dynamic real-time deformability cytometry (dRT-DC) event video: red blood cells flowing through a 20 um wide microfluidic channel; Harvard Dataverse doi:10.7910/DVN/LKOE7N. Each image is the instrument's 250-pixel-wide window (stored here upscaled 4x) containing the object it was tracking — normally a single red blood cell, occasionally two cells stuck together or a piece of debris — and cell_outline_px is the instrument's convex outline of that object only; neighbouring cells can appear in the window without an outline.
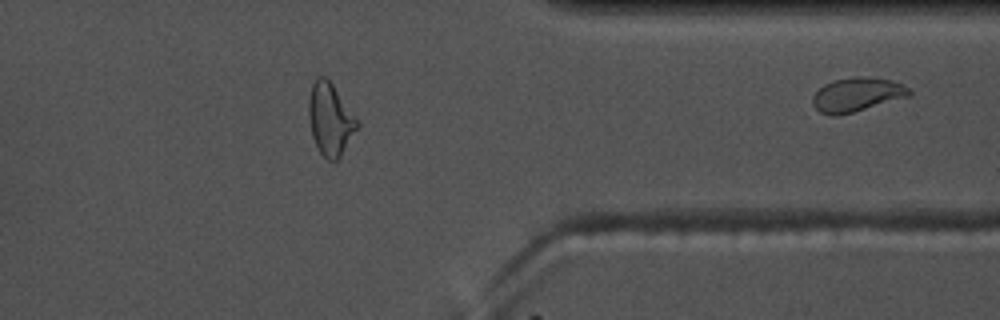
{"species": "common noctule bat (a hibernating species)", "species_latin": "Nyctalus noctula", "temperature_condition": "warm", "stored_images_in_passage": 45, "camera_frame_rate_fps": 3000, "um_per_image_px": 0.085, "animal": {"sex": "male", "body_mass_g": 17.5, "forearm_length_mm": 52.3}, "frame": {"image": 1, "passage_image": 45, "time_ms": 14.667, "image_size_px": [1000, 320], "cell_outline_px": [[912, 92], [908, 96], [852, 112], [836, 116], [832, 116], [820, 112], [812, 104], [812, 96], [824, 84], [832, 80], [856, 76], [868, 76], [892, 80], [908, 88]], "centroid_in_image_um": [72.8, 8.02], "position_along_channel_um": 338.6, "area_um2": 18.96}}